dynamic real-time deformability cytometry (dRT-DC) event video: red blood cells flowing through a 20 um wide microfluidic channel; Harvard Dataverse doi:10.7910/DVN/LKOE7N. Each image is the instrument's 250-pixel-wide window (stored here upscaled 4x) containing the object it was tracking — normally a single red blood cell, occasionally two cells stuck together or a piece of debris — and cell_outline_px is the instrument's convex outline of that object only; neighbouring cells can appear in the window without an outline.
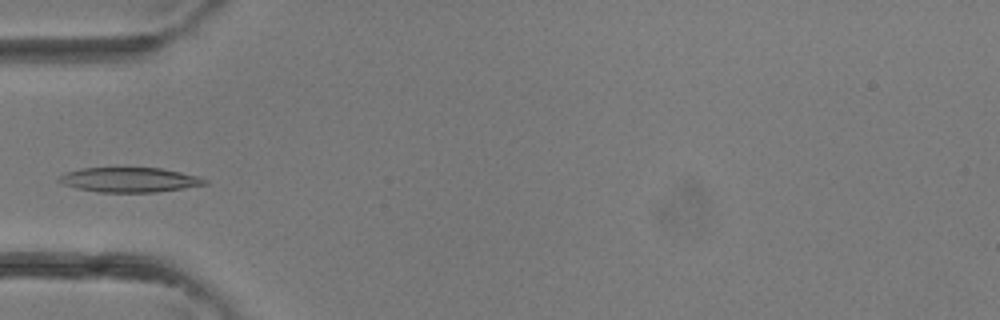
{"species": "common noctule bat (a hibernating species)", "species_latin": "Nyctalus noctula", "temperature_condition": "room temperature", "stored_images_in_passage": 4, "camera_frame_rate_fps": 3000, "um_per_image_px": 0.085, "animal": {"sex": "female"}, "frame": {"image": 1, "passage_image": 4, "time_ms": 1.0, "image_size_px": [1000, 320], "cell_outline_px": [[208, 184], [156, 192], [100, 192], [76, 188], [64, 184], [56, 180], [64, 172], [80, 168], [160, 168], [200, 176], [208, 180]], "centroid_in_image_um": [11.0, 15.28], "position_along_channel_um": 74.0, "area_um2": 20.98}}